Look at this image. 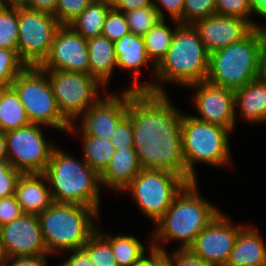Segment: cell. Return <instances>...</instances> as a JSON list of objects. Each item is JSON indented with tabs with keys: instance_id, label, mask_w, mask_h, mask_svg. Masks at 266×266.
Wrapping results in <instances>:
<instances>
[{
	"instance_id": "cell-1",
	"label": "cell",
	"mask_w": 266,
	"mask_h": 266,
	"mask_svg": "<svg viewBox=\"0 0 266 266\" xmlns=\"http://www.w3.org/2000/svg\"><path fill=\"white\" fill-rule=\"evenodd\" d=\"M168 93L129 90L134 149L143 169H162L185 179L182 115Z\"/></svg>"
},
{
	"instance_id": "cell-2",
	"label": "cell",
	"mask_w": 266,
	"mask_h": 266,
	"mask_svg": "<svg viewBox=\"0 0 266 266\" xmlns=\"http://www.w3.org/2000/svg\"><path fill=\"white\" fill-rule=\"evenodd\" d=\"M209 59L210 53L200 40L196 28L192 24L180 23L166 56L156 66L155 79L141 81V91L167 94L165 82L187 88L205 81L209 72Z\"/></svg>"
},
{
	"instance_id": "cell-3",
	"label": "cell",
	"mask_w": 266,
	"mask_h": 266,
	"mask_svg": "<svg viewBox=\"0 0 266 266\" xmlns=\"http://www.w3.org/2000/svg\"><path fill=\"white\" fill-rule=\"evenodd\" d=\"M198 183H187L154 224L150 235L153 248L167 251V244L174 240L180 243L177 248H189L198 234L221 212L220 208L200 195Z\"/></svg>"
},
{
	"instance_id": "cell-4",
	"label": "cell",
	"mask_w": 266,
	"mask_h": 266,
	"mask_svg": "<svg viewBox=\"0 0 266 266\" xmlns=\"http://www.w3.org/2000/svg\"><path fill=\"white\" fill-rule=\"evenodd\" d=\"M43 174L55 203L89 206L100 212V175L83 159L56 146Z\"/></svg>"
},
{
	"instance_id": "cell-5",
	"label": "cell",
	"mask_w": 266,
	"mask_h": 266,
	"mask_svg": "<svg viewBox=\"0 0 266 266\" xmlns=\"http://www.w3.org/2000/svg\"><path fill=\"white\" fill-rule=\"evenodd\" d=\"M100 214L93 207L54 202L38 215L48 253L81 249L97 231Z\"/></svg>"
},
{
	"instance_id": "cell-6",
	"label": "cell",
	"mask_w": 266,
	"mask_h": 266,
	"mask_svg": "<svg viewBox=\"0 0 266 266\" xmlns=\"http://www.w3.org/2000/svg\"><path fill=\"white\" fill-rule=\"evenodd\" d=\"M266 43V27L254 28L241 41L210 53L207 81L239 89L259 76L260 55Z\"/></svg>"
},
{
	"instance_id": "cell-7",
	"label": "cell",
	"mask_w": 266,
	"mask_h": 266,
	"mask_svg": "<svg viewBox=\"0 0 266 266\" xmlns=\"http://www.w3.org/2000/svg\"><path fill=\"white\" fill-rule=\"evenodd\" d=\"M230 131L227 128L207 123L192 115H182V150L185 162V180H197L196 165L213 167L232 166ZM198 163V164H197Z\"/></svg>"
},
{
	"instance_id": "cell-8",
	"label": "cell",
	"mask_w": 266,
	"mask_h": 266,
	"mask_svg": "<svg viewBox=\"0 0 266 266\" xmlns=\"http://www.w3.org/2000/svg\"><path fill=\"white\" fill-rule=\"evenodd\" d=\"M11 87L18 94L31 123L68 134L71 123L60 112L47 73L41 67L27 66Z\"/></svg>"
},
{
	"instance_id": "cell-9",
	"label": "cell",
	"mask_w": 266,
	"mask_h": 266,
	"mask_svg": "<svg viewBox=\"0 0 266 266\" xmlns=\"http://www.w3.org/2000/svg\"><path fill=\"white\" fill-rule=\"evenodd\" d=\"M187 183L180 174L168 170L142 169L121 193H130L140 212L154 225Z\"/></svg>"
},
{
	"instance_id": "cell-10",
	"label": "cell",
	"mask_w": 266,
	"mask_h": 266,
	"mask_svg": "<svg viewBox=\"0 0 266 266\" xmlns=\"http://www.w3.org/2000/svg\"><path fill=\"white\" fill-rule=\"evenodd\" d=\"M44 71L60 112L71 124L101 98L100 93L104 96L107 91L94 77L83 72Z\"/></svg>"
},
{
	"instance_id": "cell-11",
	"label": "cell",
	"mask_w": 266,
	"mask_h": 266,
	"mask_svg": "<svg viewBox=\"0 0 266 266\" xmlns=\"http://www.w3.org/2000/svg\"><path fill=\"white\" fill-rule=\"evenodd\" d=\"M18 46L17 52L26 66L40 67L48 58L54 37L62 26L50 13L17 8Z\"/></svg>"
},
{
	"instance_id": "cell-12",
	"label": "cell",
	"mask_w": 266,
	"mask_h": 266,
	"mask_svg": "<svg viewBox=\"0 0 266 266\" xmlns=\"http://www.w3.org/2000/svg\"><path fill=\"white\" fill-rule=\"evenodd\" d=\"M43 125L30 123L5 132L7 156L10 164L22 174L44 173L55 141H47Z\"/></svg>"
},
{
	"instance_id": "cell-13",
	"label": "cell",
	"mask_w": 266,
	"mask_h": 266,
	"mask_svg": "<svg viewBox=\"0 0 266 266\" xmlns=\"http://www.w3.org/2000/svg\"><path fill=\"white\" fill-rule=\"evenodd\" d=\"M107 93L78 118L79 125L71 124L68 134L111 139L117 125L127 116L129 90Z\"/></svg>"
},
{
	"instance_id": "cell-14",
	"label": "cell",
	"mask_w": 266,
	"mask_h": 266,
	"mask_svg": "<svg viewBox=\"0 0 266 266\" xmlns=\"http://www.w3.org/2000/svg\"><path fill=\"white\" fill-rule=\"evenodd\" d=\"M188 88L194 91L193 106L199 113L193 115L195 118L227 128L230 132L235 130L237 116L234 90L214 85L207 80L190 85Z\"/></svg>"
},
{
	"instance_id": "cell-15",
	"label": "cell",
	"mask_w": 266,
	"mask_h": 266,
	"mask_svg": "<svg viewBox=\"0 0 266 266\" xmlns=\"http://www.w3.org/2000/svg\"><path fill=\"white\" fill-rule=\"evenodd\" d=\"M243 226V223L231 222L228 215L221 211L198 234L189 249L212 266H225L234 248L238 232Z\"/></svg>"
},
{
	"instance_id": "cell-16",
	"label": "cell",
	"mask_w": 266,
	"mask_h": 266,
	"mask_svg": "<svg viewBox=\"0 0 266 266\" xmlns=\"http://www.w3.org/2000/svg\"><path fill=\"white\" fill-rule=\"evenodd\" d=\"M0 245L5 257L50 255L38 215L22 214L0 227Z\"/></svg>"
},
{
	"instance_id": "cell-17",
	"label": "cell",
	"mask_w": 266,
	"mask_h": 266,
	"mask_svg": "<svg viewBox=\"0 0 266 266\" xmlns=\"http://www.w3.org/2000/svg\"><path fill=\"white\" fill-rule=\"evenodd\" d=\"M40 67L43 70L89 74L87 39L69 25H62L55 34L48 58Z\"/></svg>"
},
{
	"instance_id": "cell-18",
	"label": "cell",
	"mask_w": 266,
	"mask_h": 266,
	"mask_svg": "<svg viewBox=\"0 0 266 266\" xmlns=\"http://www.w3.org/2000/svg\"><path fill=\"white\" fill-rule=\"evenodd\" d=\"M209 53L241 41L254 27L245 19L236 16L214 14L198 19L192 24Z\"/></svg>"
},
{
	"instance_id": "cell-19",
	"label": "cell",
	"mask_w": 266,
	"mask_h": 266,
	"mask_svg": "<svg viewBox=\"0 0 266 266\" xmlns=\"http://www.w3.org/2000/svg\"><path fill=\"white\" fill-rule=\"evenodd\" d=\"M114 45L120 73H123V70L130 71L134 78L132 85L123 88L122 91H141V83L139 82V80L141 81L139 79L141 67H151L152 77L156 73V65L148 57L143 36L130 32L115 42Z\"/></svg>"
},
{
	"instance_id": "cell-20",
	"label": "cell",
	"mask_w": 266,
	"mask_h": 266,
	"mask_svg": "<svg viewBox=\"0 0 266 266\" xmlns=\"http://www.w3.org/2000/svg\"><path fill=\"white\" fill-rule=\"evenodd\" d=\"M15 196L24 214L39 215L54 203L43 173L22 174L17 181Z\"/></svg>"
},
{
	"instance_id": "cell-21",
	"label": "cell",
	"mask_w": 266,
	"mask_h": 266,
	"mask_svg": "<svg viewBox=\"0 0 266 266\" xmlns=\"http://www.w3.org/2000/svg\"><path fill=\"white\" fill-rule=\"evenodd\" d=\"M142 169L134 148L117 149L113 153L111 162L100 174L101 186L119 194Z\"/></svg>"
},
{
	"instance_id": "cell-22",
	"label": "cell",
	"mask_w": 266,
	"mask_h": 266,
	"mask_svg": "<svg viewBox=\"0 0 266 266\" xmlns=\"http://www.w3.org/2000/svg\"><path fill=\"white\" fill-rule=\"evenodd\" d=\"M257 228L244 224L225 266H266V244Z\"/></svg>"
},
{
	"instance_id": "cell-23",
	"label": "cell",
	"mask_w": 266,
	"mask_h": 266,
	"mask_svg": "<svg viewBox=\"0 0 266 266\" xmlns=\"http://www.w3.org/2000/svg\"><path fill=\"white\" fill-rule=\"evenodd\" d=\"M234 99L238 119L254 125L266 123V83L259 77L234 90Z\"/></svg>"
},
{
	"instance_id": "cell-24",
	"label": "cell",
	"mask_w": 266,
	"mask_h": 266,
	"mask_svg": "<svg viewBox=\"0 0 266 266\" xmlns=\"http://www.w3.org/2000/svg\"><path fill=\"white\" fill-rule=\"evenodd\" d=\"M89 54V75L102 86L109 88L111 77L117 69L115 45L103 36L87 39Z\"/></svg>"
},
{
	"instance_id": "cell-25",
	"label": "cell",
	"mask_w": 266,
	"mask_h": 266,
	"mask_svg": "<svg viewBox=\"0 0 266 266\" xmlns=\"http://www.w3.org/2000/svg\"><path fill=\"white\" fill-rule=\"evenodd\" d=\"M100 227L97 231L110 243L114 257L118 266H132L135 262L140 260L147 249H152V240L150 239L148 247L140 242L134 235L125 234H112L100 231ZM99 229V230H98ZM112 234V235H111Z\"/></svg>"
},
{
	"instance_id": "cell-26",
	"label": "cell",
	"mask_w": 266,
	"mask_h": 266,
	"mask_svg": "<svg viewBox=\"0 0 266 266\" xmlns=\"http://www.w3.org/2000/svg\"><path fill=\"white\" fill-rule=\"evenodd\" d=\"M25 108L12 87L0 91V131L7 132L29 125Z\"/></svg>"
},
{
	"instance_id": "cell-27",
	"label": "cell",
	"mask_w": 266,
	"mask_h": 266,
	"mask_svg": "<svg viewBox=\"0 0 266 266\" xmlns=\"http://www.w3.org/2000/svg\"><path fill=\"white\" fill-rule=\"evenodd\" d=\"M81 139L82 158L99 175L111 162L115 148L111 139L93 136H75Z\"/></svg>"
},
{
	"instance_id": "cell-28",
	"label": "cell",
	"mask_w": 266,
	"mask_h": 266,
	"mask_svg": "<svg viewBox=\"0 0 266 266\" xmlns=\"http://www.w3.org/2000/svg\"><path fill=\"white\" fill-rule=\"evenodd\" d=\"M174 28L168 26L166 19H161L144 36L145 48L149 59L157 66L166 56L177 26L180 24L172 20Z\"/></svg>"
},
{
	"instance_id": "cell-29",
	"label": "cell",
	"mask_w": 266,
	"mask_h": 266,
	"mask_svg": "<svg viewBox=\"0 0 266 266\" xmlns=\"http://www.w3.org/2000/svg\"><path fill=\"white\" fill-rule=\"evenodd\" d=\"M110 9L108 5L92 2L69 26L84 39L101 36L103 24Z\"/></svg>"
},
{
	"instance_id": "cell-30",
	"label": "cell",
	"mask_w": 266,
	"mask_h": 266,
	"mask_svg": "<svg viewBox=\"0 0 266 266\" xmlns=\"http://www.w3.org/2000/svg\"><path fill=\"white\" fill-rule=\"evenodd\" d=\"M94 266H118L110 243L96 231L83 245Z\"/></svg>"
},
{
	"instance_id": "cell-31",
	"label": "cell",
	"mask_w": 266,
	"mask_h": 266,
	"mask_svg": "<svg viewBox=\"0 0 266 266\" xmlns=\"http://www.w3.org/2000/svg\"><path fill=\"white\" fill-rule=\"evenodd\" d=\"M17 8L0 6V48L17 51Z\"/></svg>"
},
{
	"instance_id": "cell-32",
	"label": "cell",
	"mask_w": 266,
	"mask_h": 266,
	"mask_svg": "<svg viewBox=\"0 0 266 266\" xmlns=\"http://www.w3.org/2000/svg\"><path fill=\"white\" fill-rule=\"evenodd\" d=\"M129 31L133 34L144 36L160 20L154 6L144 7L125 13Z\"/></svg>"
},
{
	"instance_id": "cell-33",
	"label": "cell",
	"mask_w": 266,
	"mask_h": 266,
	"mask_svg": "<svg viewBox=\"0 0 266 266\" xmlns=\"http://www.w3.org/2000/svg\"><path fill=\"white\" fill-rule=\"evenodd\" d=\"M26 67L16 50L0 48V84L3 87H11L15 78Z\"/></svg>"
},
{
	"instance_id": "cell-34",
	"label": "cell",
	"mask_w": 266,
	"mask_h": 266,
	"mask_svg": "<svg viewBox=\"0 0 266 266\" xmlns=\"http://www.w3.org/2000/svg\"><path fill=\"white\" fill-rule=\"evenodd\" d=\"M217 14L226 16H236L247 20L254 28L264 26L253 21L250 0H215Z\"/></svg>"
},
{
	"instance_id": "cell-35",
	"label": "cell",
	"mask_w": 266,
	"mask_h": 266,
	"mask_svg": "<svg viewBox=\"0 0 266 266\" xmlns=\"http://www.w3.org/2000/svg\"><path fill=\"white\" fill-rule=\"evenodd\" d=\"M215 0H184L182 24H193L196 20L216 14Z\"/></svg>"
},
{
	"instance_id": "cell-36",
	"label": "cell",
	"mask_w": 266,
	"mask_h": 266,
	"mask_svg": "<svg viewBox=\"0 0 266 266\" xmlns=\"http://www.w3.org/2000/svg\"><path fill=\"white\" fill-rule=\"evenodd\" d=\"M128 33H130V31L125 13L111 8L107 13L103 24L101 36L106 37L111 42L115 43Z\"/></svg>"
},
{
	"instance_id": "cell-37",
	"label": "cell",
	"mask_w": 266,
	"mask_h": 266,
	"mask_svg": "<svg viewBox=\"0 0 266 266\" xmlns=\"http://www.w3.org/2000/svg\"><path fill=\"white\" fill-rule=\"evenodd\" d=\"M93 0H58L54 16L61 25H69Z\"/></svg>"
},
{
	"instance_id": "cell-38",
	"label": "cell",
	"mask_w": 266,
	"mask_h": 266,
	"mask_svg": "<svg viewBox=\"0 0 266 266\" xmlns=\"http://www.w3.org/2000/svg\"><path fill=\"white\" fill-rule=\"evenodd\" d=\"M21 175L8 160H0V199L15 195L17 181Z\"/></svg>"
},
{
	"instance_id": "cell-39",
	"label": "cell",
	"mask_w": 266,
	"mask_h": 266,
	"mask_svg": "<svg viewBox=\"0 0 266 266\" xmlns=\"http://www.w3.org/2000/svg\"><path fill=\"white\" fill-rule=\"evenodd\" d=\"M111 142L115 150L134 148L133 126L128 115L117 125Z\"/></svg>"
},
{
	"instance_id": "cell-40",
	"label": "cell",
	"mask_w": 266,
	"mask_h": 266,
	"mask_svg": "<svg viewBox=\"0 0 266 266\" xmlns=\"http://www.w3.org/2000/svg\"><path fill=\"white\" fill-rule=\"evenodd\" d=\"M153 6L157 9L161 19H167L166 15H168L169 19L182 24L184 0H153Z\"/></svg>"
},
{
	"instance_id": "cell-41",
	"label": "cell",
	"mask_w": 266,
	"mask_h": 266,
	"mask_svg": "<svg viewBox=\"0 0 266 266\" xmlns=\"http://www.w3.org/2000/svg\"><path fill=\"white\" fill-rule=\"evenodd\" d=\"M23 214L15 195L0 199V227Z\"/></svg>"
},
{
	"instance_id": "cell-42",
	"label": "cell",
	"mask_w": 266,
	"mask_h": 266,
	"mask_svg": "<svg viewBox=\"0 0 266 266\" xmlns=\"http://www.w3.org/2000/svg\"><path fill=\"white\" fill-rule=\"evenodd\" d=\"M166 252L175 260L176 266H212L189 248H174L173 253Z\"/></svg>"
},
{
	"instance_id": "cell-43",
	"label": "cell",
	"mask_w": 266,
	"mask_h": 266,
	"mask_svg": "<svg viewBox=\"0 0 266 266\" xmlns=\"http://www.w3.org/2000/svg\"><path fill=\"white\" fill-rule=\"evenodd\" d=\"M49 255L5 257L3 266H49Z\"/></svg>"
},
{
	"instance_id": "cell-44",
	"label": "cell",
	"mask_w": 266,
	"mask_h": 266,
	"mask_svg": "<svg viewBox=\"0 0 266 266\" xmlns=\"http://www.w3.org/2000/svg\"><path fill=\"white\" fill-rule=\"evenodd\" d=\"M66 253H70L68 259L65 258L59 266H94L88 254L82 248L67 250Z\"/></svg>"
},
{
	"instance_id": "cell-45",
	"label": "cell",
	"mask_w": 266,
	"mask_h": 266,
	"mask_svg": "<svg viewBox=\"0 0 266 266\" xmlns=\"http://www.w3.org/2000/svg\"><path fill=\"white\" fill-rule=\"evenodd\" d=\"M149 6H153V0H118L113 9L126 13Z\"/></svg>"
},
{
	"instance_id": "cell-46",
	"label": "cell",
	"mask_w": 266,
	"mask_h": 266,
	"mask_svg": "<svg viewBox=\"0 0 266 266\" xmlns=\"http://www.w3.org/2000/svg\"><path fill=\"white\" fill-rule=\"evenodd\" d=\"M58 0H29L27 8L54 15Z\"/></svg>"
},
{
	"instance_id": "cell-47",
	"label": "cell",
	"mask_w": 266,
	"mask_h": 266,
	"mask_svg": "<svg viewBox=\"0 0 266 266\" xmlns=\"http://www.w3.org/2000/svg\"><path fill=\"white\" fill-rule=\"evenodd\" d=\"M156 266H176V264L166 251L156 249Z\"/></svg>"
},
{
	"instance_id": "cell-48",
	"label": "cell",
	"mask_w": 266,
	"mask_h": 266,
	"mask_svg": "<svg viewBox=\"0 0 266 266\" xmlns=\"http://www.w3.org/2000/svg\"><path fill=\"white\" fill-rule=\"evenodd\" d=\"M132 266H156V248L152 247V249L147 252V255H144Z\"/></svg>"
},
{
	"instance_id": "cell-49",
	"label": "cell",
	"mask_w": 266,
	"mask_h": 266,
	"mask_svg": "<svg viewBox=\"0 0 266 266\" xmlns=\"http://www.w3.org/2000/svg\"><path fill=\"white\" fill-rule=\"evenodd\" d=\"M251 10L255 16L266 20V0H250Z\"/></svg>"
},
{
	"instance_id": "cell-50",
	"label": "cell",
	"mask_w": 266,
	"mask_h": 266,
	"mask_svg": "<svg viewBox=\"0 0 266 266\" xmlns=\"http://www.w3.org/2000/svg\"><path fill=\"white\" fill-rule=\"evenodd\" d=\"M263 82L266 83V43L262 48V52L260 55V66H259V76Z\"/></svg>"
},
{
	"instance_id": "cell-51",
	"label": "cell",
	"mask_w": 266,
	"mask_h": 266,
	"mask_svg": "<svg viewBox=\"0 0 266 266\" xmlns=\"http://www.w3.org/2000/svg\"><path fill=\"white\" fill-rule=\"evenodd\" d=\"M29 0H0V6L18 8L27 7Z\"/></svg>"
},
{
	"instance_id": "cell-52",
	"label": "cell",
	"mask_w": 266,
	"mask_h": 266,
	"mask_svg": "<svg viewBox=\"0 0 266 266\" xmlns=\"http://www.w3.org/2000/svg\"><path fill=\"white\" fill-rule=\"evenodd\" d=\"M0 160H8L5 132L0 131Z\"/></svg>"
},
{
	"instance_id": "cell-53",
	"label": "cell",
	"mask_w": 266,
	"mask_h": 266,
	"mask_svg": "<svg viewBox=\"0 0 266 266\" xmlns=\"http://www.w3.org/2000/svg\"><path fill=\"white\" fill-rule=\"evenodd\" d=\"M118 0H93L95 3H101L110 6L113 8Z\"/></svg>"
},
{
	"instance_id": "cell-54",
	"label": "cell",
	"mask_w": 266,
	"mask_h": 266,
	"mask_svg": "<svg viewBox=\"0 0 266 266\" xmlns=\"http://www.w3.org/2000/svg\"><path fill=\"white\" fill-rule=\"evenodd\" d=\"M4 259H5V256H4V253L2 251V247L0 245V266H3L4 264Z\"/></svg>"
},
{
	"instance_id": "cell-55",
	"label": "cell",
	"mask_w": 266,
	"mask_h": 266,
	"mask_svg": "<svg viewBox=\"0 0 266 266\" xmlns=\"http://www.w3.org/2000/svg\"><path fill=\"white\" fill-rule=\"evenodd\" d=\"M4 87L0 84V91L3 89Z\"/></svg>"
}]
</instances>
